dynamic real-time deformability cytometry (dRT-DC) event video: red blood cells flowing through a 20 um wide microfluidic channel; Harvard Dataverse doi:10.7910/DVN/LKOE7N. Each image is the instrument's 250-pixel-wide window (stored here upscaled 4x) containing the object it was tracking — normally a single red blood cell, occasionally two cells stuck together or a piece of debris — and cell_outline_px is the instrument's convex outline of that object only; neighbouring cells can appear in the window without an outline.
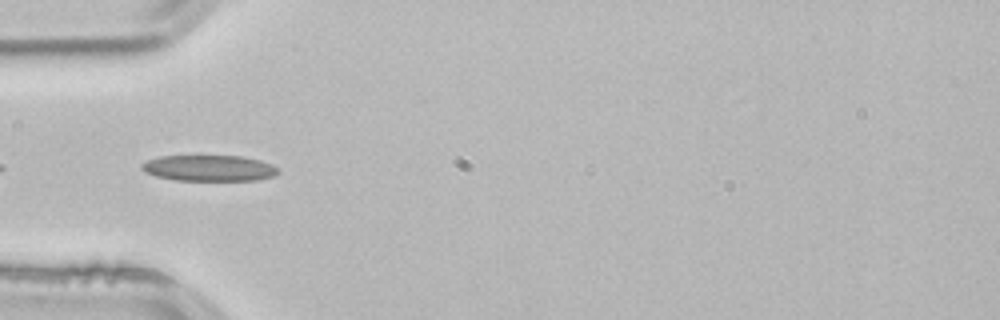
{"species": "common noctule bat (a hibernating species)", "species_latin": "Nyctalus noctula", "temperature_condition": "room temperature", "stored_images_in_passage": 3, "camera_frame_rate_fps": 3000, "um_per_image_px": 0.085, "animal": {"sex": "male", "body_mass_g": 21.5, "forearm_length_mm": 52.0}, "frame": {"image": 1, "passage_image": 3, "time_ms": 0.667, "image_size_px": [1000, 320], "cell_outline_px": [[276, 172], [272, 176], [256, 180], [176, 180], [156, 176], [144, 172], [140, 168], [140, 164], [148, 160], [160, 156], [240, 156], [260, 160], [272, 164], [276, 168]], "centroid_in_image_um": [17.71, 14.28], "position_along_channel_um": 67.3, "area_um2": 20.46}}